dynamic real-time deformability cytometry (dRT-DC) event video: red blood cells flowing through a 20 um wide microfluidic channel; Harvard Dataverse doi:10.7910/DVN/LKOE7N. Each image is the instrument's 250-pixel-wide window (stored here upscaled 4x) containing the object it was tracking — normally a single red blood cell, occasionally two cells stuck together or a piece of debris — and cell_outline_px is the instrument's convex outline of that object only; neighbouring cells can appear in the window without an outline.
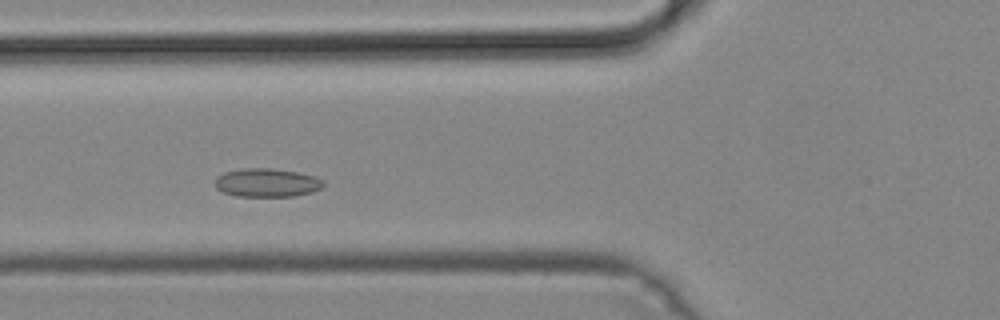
{"species": "common noctule bat (a hibernating species)", "species_latin": "Nyctalus noctula", "temperature_condition": "cold", "stored_images_in_passage": 43, "camera_frame_rate_fps": 3000, "um_per_image_px": 0.085, "animal": {"sex": "male", "body_mass_g": 19.2, "forearm_length_mm": 51.8}, "frame": {"image": 1, "passage_image": 12, "time_ms": 3.667, "image_size_px": [1000, 320], "cell_outline_px": [[324, 184], [320, 188], [312, 192], [292, 196], [236, 196], [224, 192], [216, 188], [216, 176], [224, 172], [240, 168], [272, 168], [296, 172], [312, 176], [324, 180]], "centroid_in_image_um": [22.66, 15.52], "position_along_channel_um": 103.1, "area_um2": 17.92}}
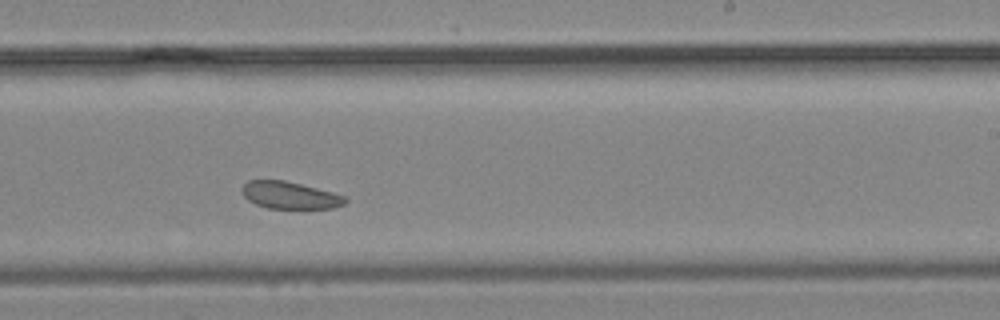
{"frame": {"image": 2, "passage_image": 24, "time_ms": 7.667, "image_size_px": [1000, 320], "cell_outline_px": [[348, 200], [344, 204], [332, 208], [268, 208], [256, 204], [248, 200], [244, 196], [240, 188], [248, 180], [284, 180], [332, 192], [344, 196]], "centroid_in_image_um": [24.61, 16.59], "position_along_channel_um": 264.4, "area_um2": 16.18}}
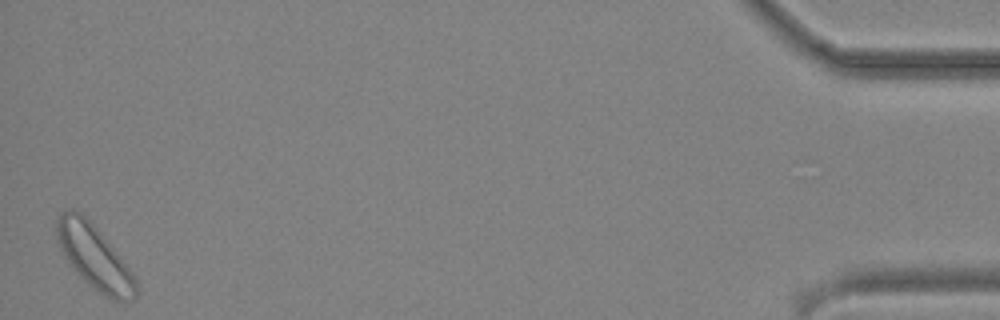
{"frame": {"image": 3, "passage_image": 43, "time_ms": 14.0, "image_size_px": [1000, 320], "cell_outline_px": [[140, 288], [136, 296], [132, 300], [112, 300], [104, 296], [92, 288], [68, 264], [60, 248], [56, 236], [56, 220], [64, 208], [72, 208], [80, 212], [92, 224], [132, 272]], "centroid_in_image_um": [7.99, 21.87], "position_along_channel_um": 427.2, "area_um2": 29.3}}